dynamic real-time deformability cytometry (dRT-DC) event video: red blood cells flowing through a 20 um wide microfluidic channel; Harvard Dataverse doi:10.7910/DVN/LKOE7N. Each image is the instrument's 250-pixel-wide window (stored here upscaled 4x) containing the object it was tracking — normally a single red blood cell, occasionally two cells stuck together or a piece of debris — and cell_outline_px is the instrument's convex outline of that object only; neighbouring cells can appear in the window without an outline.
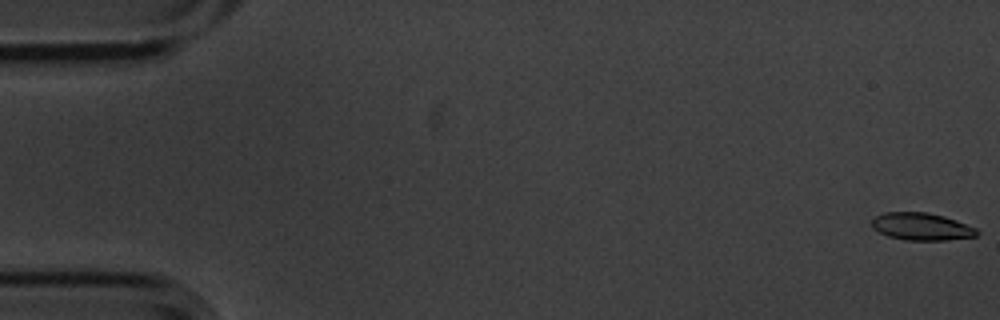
{"species": "common noctule bat (a hibernating species)", "species_latin": "Nyctalus noctula", "temperature_condition": "cold", "stored_images_in_passage": 5, "camera_frame_rate_fps": 3000, "um_per_image_px": 0.085, "animal": {"sex": "male", "body_mass_g": 20.1, "forearm_length_mm": 53.5}, "frame": {"image": 1, "passage_image": 1, "time_ms": 0.0, "image_size_px": [1000, 320], "cell_outline_px": [[980, 232], [976, 236], [944, 240], [904, 240], [888, 236], [872, 228], [872, 220], [876, 216], [884, 212], [928, 212], [944, 216], [956, 220], [976, 228]], "centroid_in_image_um": [78.33, 19.25], "position_along_channel_um": 6.7, "area_um2": 16.76}}